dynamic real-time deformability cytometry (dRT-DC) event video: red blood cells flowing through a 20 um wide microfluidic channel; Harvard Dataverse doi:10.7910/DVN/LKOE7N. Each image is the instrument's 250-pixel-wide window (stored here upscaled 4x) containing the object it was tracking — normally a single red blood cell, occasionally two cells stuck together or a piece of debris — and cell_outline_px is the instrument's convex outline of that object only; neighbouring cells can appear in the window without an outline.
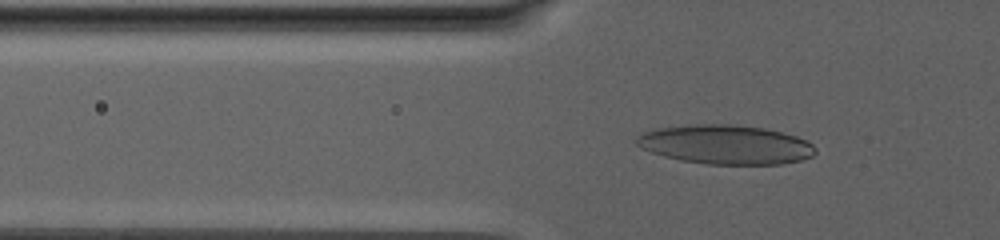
{"species": "human", "species_latin": "Homo sapiens", "temperature_condition": "warm", "stored_images_in_passage": 86, "camera_frame_rate_fps": 3000, "um_per_image_px": 0.085, "donor": {"sex": "male"}, "frame": {"image": 1, "passage_image": 32, "time_ms": 10.333, "image_size_px": [1000, 240], "cell_outline_px": [[816, 152], [812, 156], [800, 160], [780, 164], [708, 164], [680, 160], [664, 156], [640, 148], [636, 144], [636, 136], [652, 128], [688, 124], [728, 124], [764, 128], [796, 136], [812, 144], [816, 148]], "centroid_in_image_um": [61.62, 12.28], "position_along_channel_um": 64.2, "area_um2": 40.92}}
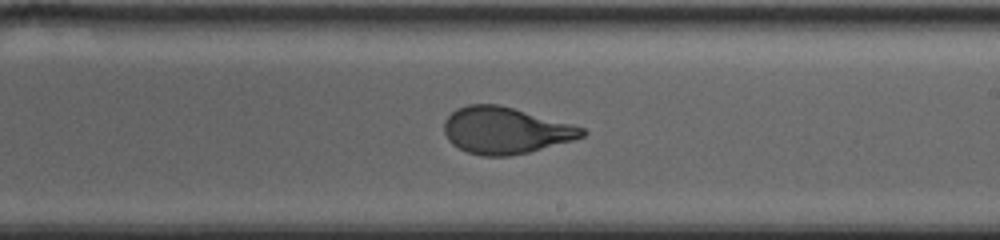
{"frame": {"image": 2, "passage_image": 55, "time_ms": 18.0, "image_size_px": [1000, 240], "cell_outline_px": [[588, 132], [584, 136], [572, 140], [528, 152], [508, 156], [480, 156], [468, 152], [452, 144], [448, 140], [444, 132], [444, 120], [456, 108], [468, 104], [496, 104], [512, 108], [572, 124], [584, 128]], "centroid_in_image_um": [42.93, 11.09], "position_along_channel_um": 246.1, "area_um2": 37.22}}
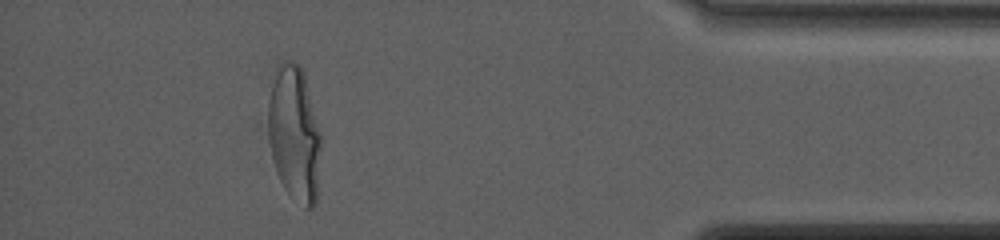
{"frame": {"image": 3, "passage_image": 79, "time_ms": 26.0, "image_size_px": [1000, 240], "cell_outline_px": [[324, 140], [316, 204], [312, 208], [304, 208], [284, 188], [276, 172], [268, 140], [268, 100], [276, 64], [280, 60], [292, 60], [300, 64], [304, 72]], "centroid_in_image_um": [25.06, 11.33], "position_along_channel_um": 410.1, "area_um2": 43.35}, "authors_computed_cell_mechanics": {"area_um2": 40.0554, "velocity_mm_per_s": 2.5112, "shape_relaxation_time_tau1_ms": 9.4701, "shape_relaxation_time_tau2_ms": null, "deformation_change_tau1": 0.2715, "deformation_change_tau2": null}}